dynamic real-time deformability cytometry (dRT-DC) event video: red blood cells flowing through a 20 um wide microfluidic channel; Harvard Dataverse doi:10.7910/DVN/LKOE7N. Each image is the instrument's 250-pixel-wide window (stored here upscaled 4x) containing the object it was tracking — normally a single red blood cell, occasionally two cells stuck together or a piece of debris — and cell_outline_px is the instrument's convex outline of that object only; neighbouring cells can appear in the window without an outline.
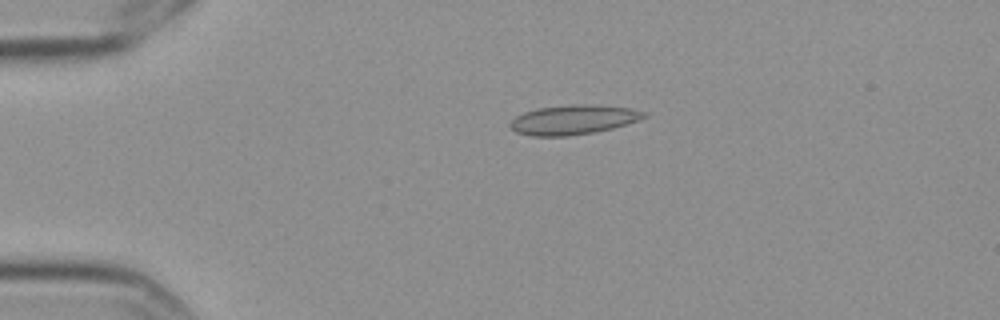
{"species": "Egyptian fruit bat (a non-hibernating species)", "species_latin": "Rousettus aegyptiacus", "temperature_condition": "cold", "stored_images_in_passage": 7, "camera_frame_rate_fps": 3000, "um_per_image_px": 0.085, "frame": {"image": 1, "passage_image": 2, "time_ms": 0.333, "image_size_px": [1000, 320], "cell_outline_px": [[648, 116], [612, 128], [592, 132], [568, 136], [532, 136], [516, 132], [508, 124], [516, 116], [524, 112], [536, 108], [572, 104], [584, 104], [628, 108], [648, 112]], "centroid_in_image_um": [48.69, 10.17], "position_along_channel_um": 36.3, "area_um2": 22.77}}
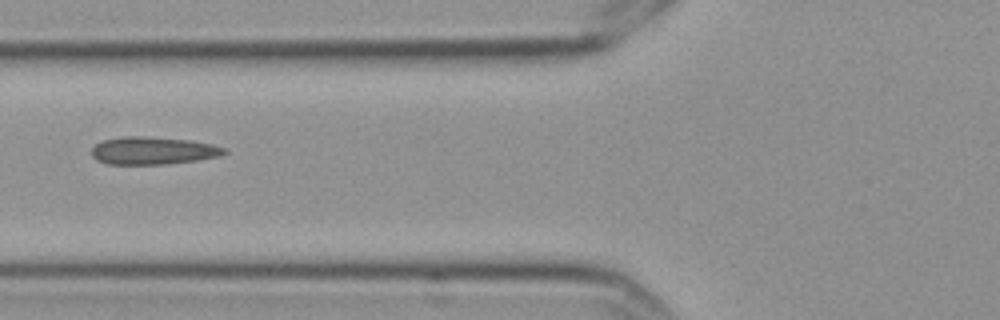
{"frame": {"image": 2, "passage_image": 5, "time_ms": 1.333, "image_size_px": [1000, 320], "cell_outline_px": [[228, 152], [220, 156], [196, 160], [164, 164], [108, 164], [96, 160], [92, 156], [92, 148], [100, 140], [120, 136], [148, 136], [192, 140], [212, 144], [228, 148]], "centroid_in_image_um": [13.01, 12.79], "position_along_channel_um": 112.8, "area_um2": 21.68}}
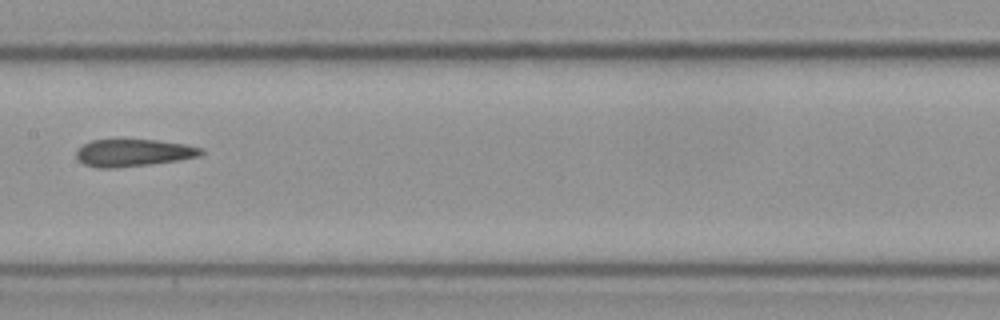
{"frame": {"image": 3, "passage_image": 7, "time_ms": 2.0, "image_size_px": [1000, 320], "cell_outline_px": [[204, 152], [200, 156], [180, 160], [116, 168], [96, 168], [84, 164], [76, 160], [76, 148], [92, 140], [156, 140], [184, 144], [204, 148]], "centroid_in_image_um": [11.31, 12.99], "position_along_channel_um": 196.1, "area_um2": 19.94}}